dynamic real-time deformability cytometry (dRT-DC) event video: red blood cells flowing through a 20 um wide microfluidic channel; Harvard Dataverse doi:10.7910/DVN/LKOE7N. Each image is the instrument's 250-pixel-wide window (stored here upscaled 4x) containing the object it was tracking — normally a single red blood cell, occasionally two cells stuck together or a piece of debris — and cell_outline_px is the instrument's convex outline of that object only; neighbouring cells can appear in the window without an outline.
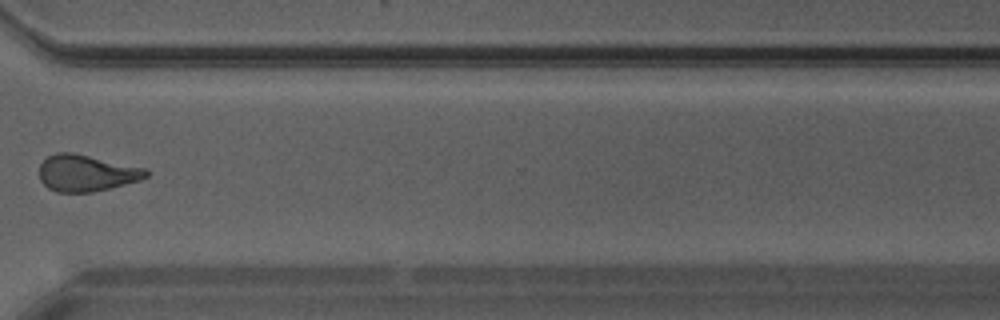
{"species": "Egyptian fruit bat (a non-hibernating species)", "species_latin": "Rousettus aegyptiacus", "temperature_condition": "warm", "stored_images_in_passage": 29, "camera_frame_rate_fps": 3000, "um_per_image_px": 0.085, "animal": {"sex": "male"}, "frame": {"image": 1, "passage_image": 25, "time_ms": 8.0, "image_size_px": [1000, 320], "cell_outline_px": [[152, 172], [148, 176], [140, 180], [92, 192], [56, 192], [48, 188], [40, 180], [40, 164], [48, 156], [56, 152], [72, 152], [148, 168]], "centroid_in_image_um": [7.37, 14.7], "position_along_channel_um": 363.2, "area_um2": 22.89}}